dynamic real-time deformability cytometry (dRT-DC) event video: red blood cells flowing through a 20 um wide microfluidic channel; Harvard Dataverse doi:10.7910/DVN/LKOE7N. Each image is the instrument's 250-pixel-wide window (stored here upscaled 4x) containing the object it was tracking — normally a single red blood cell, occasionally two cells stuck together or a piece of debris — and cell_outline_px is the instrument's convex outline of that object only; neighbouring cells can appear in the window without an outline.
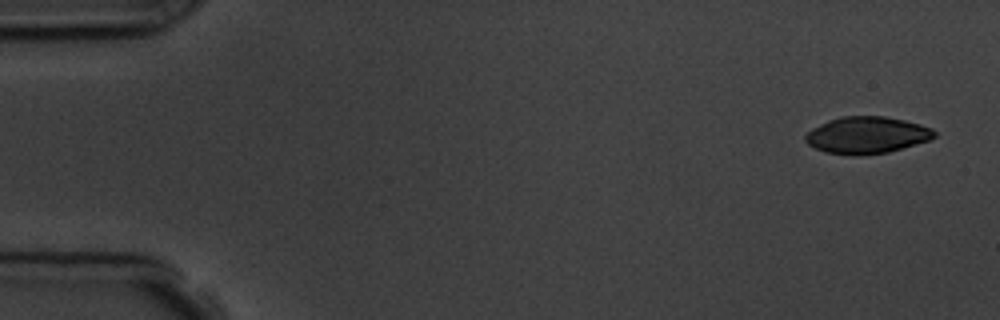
{"species": "common noctule bat (a hibernating species)", "species_latin": "Nyctalus noctula", "temperature_condition": "room temperature", "stored_images_in_passage": 5, "camera_frame_rate_fps": 3000, "um_per_image_px": 0.085, "animal": {"sex": "male", "body_mass_g": 19.5, "forearm_length_mm": 54.6}, "frame": {"image": 1, "passage_image": 1, "time_ms": 0.0, "image_size_px": [1000, 320], "cell_outline_px": [[936, 136], [928, 140], [888, 152], [856, 156], [852, 156], [824, 152], [808, 144], [804, 140], [804, 136], [812, 128], [828, 120], [840, 116], [884, 116], [904, 120], [920, 124], [932, 128], [936, 132]], "centroid_in_image_um": [73.65, 11.48], "position_along_channel_um": 11.4, "area_um2": 27.74}}